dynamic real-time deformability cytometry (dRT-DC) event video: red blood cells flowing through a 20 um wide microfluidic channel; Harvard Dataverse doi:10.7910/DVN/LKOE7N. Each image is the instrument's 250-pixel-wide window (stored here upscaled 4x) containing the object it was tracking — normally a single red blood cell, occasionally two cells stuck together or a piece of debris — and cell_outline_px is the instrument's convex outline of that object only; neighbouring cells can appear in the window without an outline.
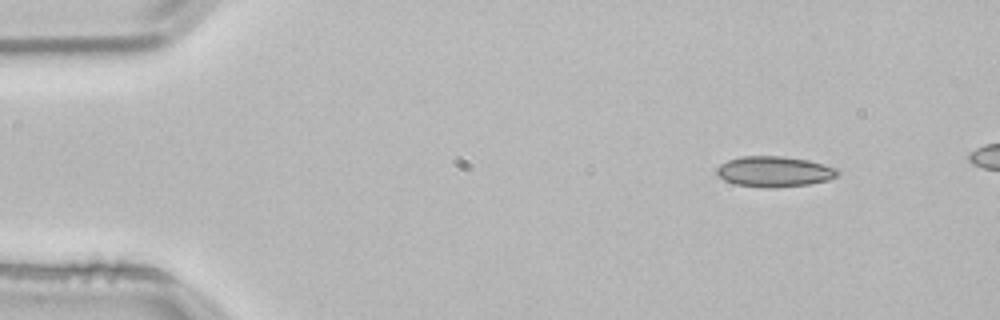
{"species": "common noctule bat (a hibernating species)", "species_latin": "Nyctalus noctula", "temperature_condition": "room temperature", "stored_images_in_passage": 4, "camera_frame_rate_fps": 3000, "um_per_image_px": 0.085, "animal": {"sex": "male", "body_mass_g": 21.5, "forearm_length_mm": 52.0}, "frame": {"image": 1, "passage_image": 1, "time_ms": 0.0, "image_size_px": [1000, 320], "cell_outline_px": [[840, 172], [836, 176], [828, 180], [808, 184], [776, 188], [736, 184], [724, 180], [716, 172], [716, 168], [720, 164], [728, 160], [740, 156], [784, 156], [808, 160], [836, 168]], "centroid_in_image_um": [65.81, 14.57], "position_along_channel_um": 19.2, "area_um2": 21.39}}